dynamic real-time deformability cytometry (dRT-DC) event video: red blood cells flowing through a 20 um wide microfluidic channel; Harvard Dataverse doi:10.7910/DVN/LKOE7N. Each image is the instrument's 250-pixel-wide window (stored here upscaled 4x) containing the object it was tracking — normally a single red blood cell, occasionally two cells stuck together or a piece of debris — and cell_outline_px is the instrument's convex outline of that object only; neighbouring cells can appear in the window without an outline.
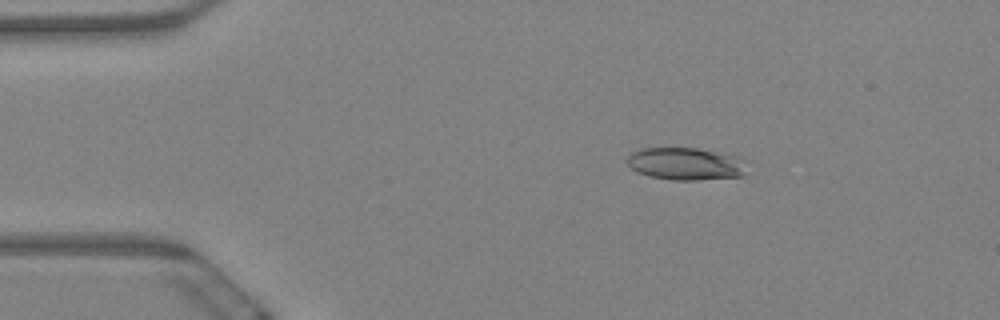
{"species": "Egyptian fruit bat (a non-hibernating species)", "species_latin": "Rousettus aegyptiacus", "temperature_condition": "warm", "stored_images_in_passage": 5, "camera_frame_rate_fps": 3000, "um_per_image_px": 0.085, "animal": {"sex": "female"}, "frame": {"image": 1, "passage_image": 3, "time_ms": 0.667, "image_size_px": [1000, 320], "cell_outline_px": [[744, 176], [696, 180], [672, 180], [648, 176], [636, 172], [628, 164], [628, 156], [632, 152], [640, 148], [696, 148], [740, 156], [744, 160]], "centroid_in_image_um": [58.28, 13.92], "position_along_channel_um": 26.7, "area_um2": 22.72}}